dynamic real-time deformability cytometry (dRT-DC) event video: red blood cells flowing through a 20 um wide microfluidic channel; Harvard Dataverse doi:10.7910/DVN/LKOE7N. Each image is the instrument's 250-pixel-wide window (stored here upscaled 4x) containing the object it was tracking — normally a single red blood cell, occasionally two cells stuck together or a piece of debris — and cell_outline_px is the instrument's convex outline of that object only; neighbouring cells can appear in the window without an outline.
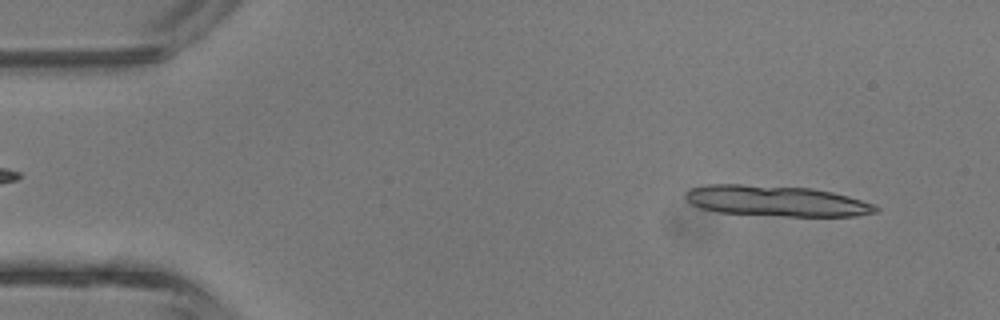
{"species": "common noctule bat (a hibernating species)", "species_latin": "Nyctalus noctula", "temperature_condition": "room temperature", "stored_images_in_passage": 18, "segment_of_instrument_passage": [1, 2], "camera_frame_rate_fps": 3000, "um_per_image_px": 0.085, "animal": {"sex": "male", "body_mass_g": 13.3}, "frame": {"image": 1, "passage_image": 3, "time_ms": 0.667, "image_size_px": [1000, 320], "cell_outline_px": [[880, 208], [876, 212], [856, 216], [784, 216], [716, 212], [700, 208], [692, 204], [684, 196], [692, 188], [708, 184], [740, 184], [812, 188], [832, 192], [848, 196], [872, 204]], "centroid_in_image_um": [65.98, 17.08], "position_along_channel_um": 19.0, "area_um2": 33.87}}